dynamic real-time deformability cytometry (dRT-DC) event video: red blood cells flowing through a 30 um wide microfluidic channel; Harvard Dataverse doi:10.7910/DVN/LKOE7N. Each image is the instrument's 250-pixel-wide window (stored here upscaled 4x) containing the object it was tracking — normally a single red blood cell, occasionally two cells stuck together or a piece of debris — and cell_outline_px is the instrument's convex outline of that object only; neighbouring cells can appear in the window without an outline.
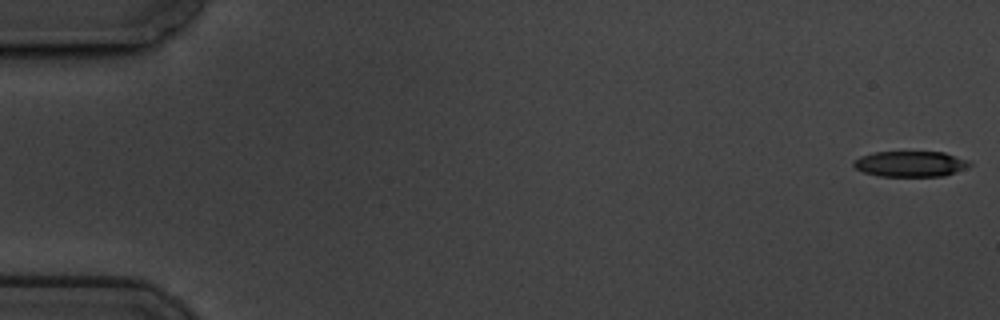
{"species": "common noctule bat (a hibernating species)", "species_latin": "Nyctalus noctula", "temperature_condition": "cold", "stored_images_in_passage": 60, "camera_frame_rate_fps": 3000, "um_per_image_px": 0.085, "animal": {"sex": "male", "body_mass_g": 19.5, "forearm_length_mm": 54.6}, "frame": {"image": 1, "passage_image": 1, "time_ms": 0.0, "image_size_px": [1000, 320], "cell_outline_px": [[972, 164], [964, 168], [944, 176], [880, 176], [864, 172], [856, 168], [852, 164], [852, 160], [860, 156], [876, 152], [944, 152], [968, 160]], "centroid_in_image_um": [77.35, 13.93], "position_along_channel_um": 7.6, "area_um2": 17.22}}
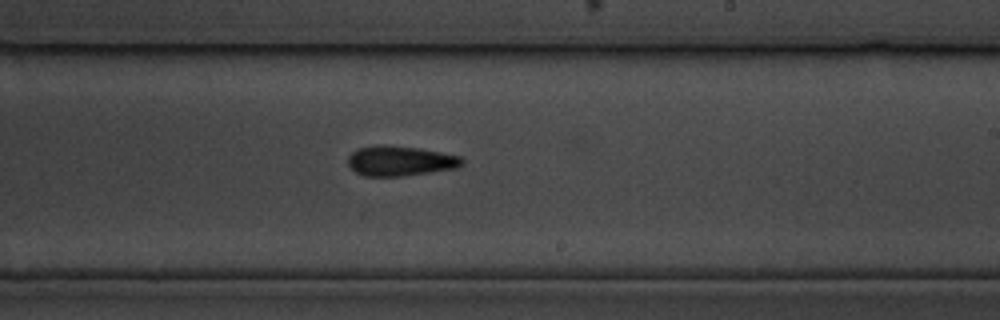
{"frame": {"image": 2, "passage_image": 36, "time_ms": 11.667, "image_size_px": [1000, 320], "cell_outline_px": [[464, 164], [456, 168], [400, 176], [364, 176], [356, 172], [348, 164], [348, 156], [356, 148], [380, 144], [384, 144], [420, 148], [460, 156], [464, 160]], "centroid_in_image_um": [33.99, 13.66], "position_along_channel_um": 255.0, "area_um2": 20.0}}
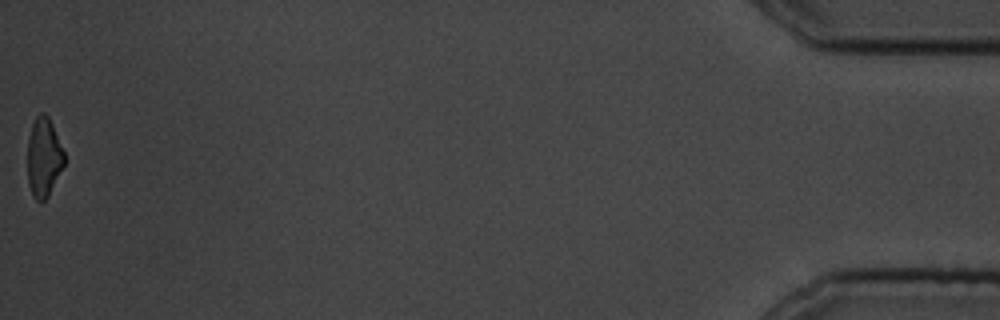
{"frame": {"image": 3, "passage_image": 60, "time_ms": 19.667, "image_size_px": [1000, 320], "cell_outline_px": [[64, 164], [48, 196], [40, 204], [32, 196], [28, 184], [28, 136], [32, 124], [36, 116], [40, 112], [44, 112], [48, 116], [52, 124], [64, 152]], "centroid_in_image_um": [3.7, 13.38], "position_along_channel_um": 431.5, "area_um2": 16.94}, "authors_computed_cell_mechanics": {"area_um2": 19.0451, "velocity_mm_per_s": 3.378, "shape_relaxation_time_tau1_ms": 8.5174, "shape_relaxation_time_tau2_ms": 7.6543, "deformation_change_tau1": 0.1872, "deformation_change_tau2": 0.1978}}